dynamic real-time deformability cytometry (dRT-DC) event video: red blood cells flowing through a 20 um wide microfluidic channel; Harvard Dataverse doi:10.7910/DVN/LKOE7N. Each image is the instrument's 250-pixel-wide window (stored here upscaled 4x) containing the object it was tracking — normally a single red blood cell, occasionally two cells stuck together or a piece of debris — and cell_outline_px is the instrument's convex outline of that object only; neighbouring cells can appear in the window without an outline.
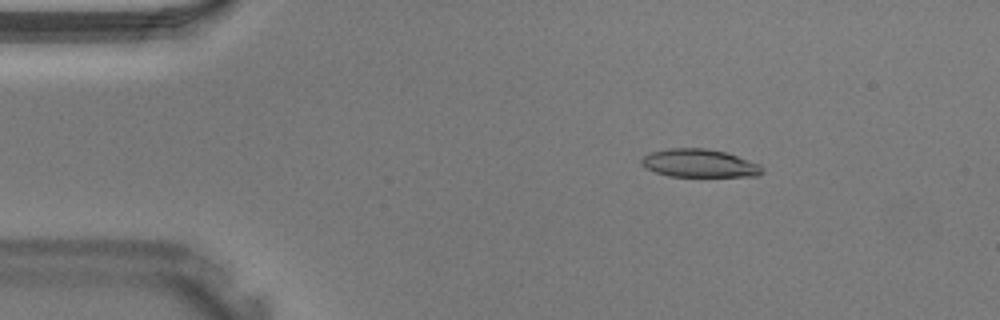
{"species": "Egyptian fruit bat (a non-hibernating species)", "species_latin": "Rousettus aegyptiacus", "temperature_condition": "warm", "stored_images_in_passage": 41, "camera_frame_rate_fps": 3000, "um_per_image_px": 0.085, "animal": {"sex": "male"}, "frame": {"image": 1, "passage_image": 7, "time_ms": 2.0, "image_size_px": [1000, 320], "cell_outline_px": [[764, 172], [760, 176], [668, 176], [644, 168], [640, 164], [640, 160], [644, 156], [652, 152], [668, 148], [708, 148], [724, 152], [760, 164], [764, 168]], "centroid_in_image_um": [59.44, 13.88], "position_along_channel_um": 25.6, "area_um2": 19.83}}
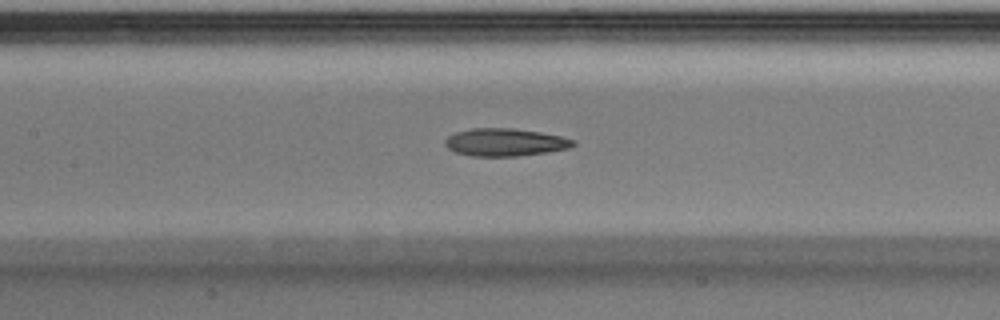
{"frame": {"image": 2, "passage_image": 19, "time_ms": 6.0, "image_size_px": [1000, 320], "cell_outline_px": [[576, 144], [568, 148], [544, 152], [516, 156], [472, 156], [456, 152], [448, 148], [444, 144], [444, 140], [448, 136], [456, 132], [472, 128], [512, 128], [540, 132], [560, 136], [576, 140]], "centroid_in_image_um": [42.91, 12.08], "position_along_channel_um": 164.5, "area_um2": 20.52}}
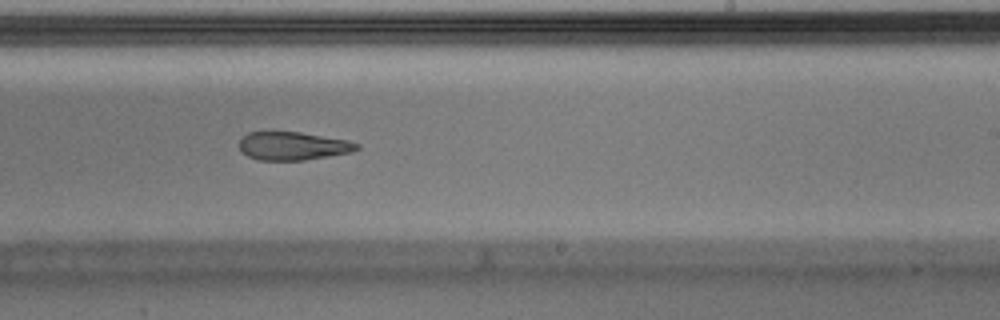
{"frame": {"image": 3, "passage_image": 25, "time_ms": 8.0, "image_size_px": [1000, 320], "cell_outline_px": [[360, 148], [352, 152], [304, 160], [260, 160], [248, 156], [240, 152], [240, 136], [248, 132], [272, 128], [300, 132], [348, 140], [360, 144]], "centroid_in_image_um": [24.83, 12.35], "position_along_channel_um": 264.2, "area_um2": 20.17}}